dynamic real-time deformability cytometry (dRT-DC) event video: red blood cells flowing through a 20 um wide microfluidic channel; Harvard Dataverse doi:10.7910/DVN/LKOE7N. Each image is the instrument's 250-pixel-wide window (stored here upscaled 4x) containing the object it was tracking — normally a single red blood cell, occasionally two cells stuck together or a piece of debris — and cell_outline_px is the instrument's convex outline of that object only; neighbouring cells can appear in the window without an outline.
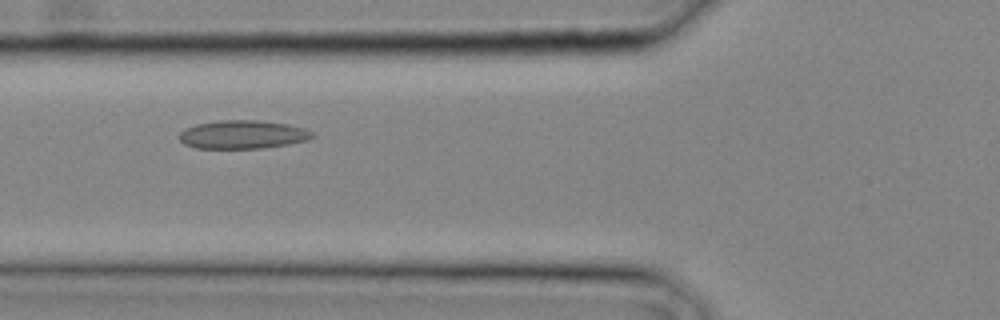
{"species": "common noctule bat (a hibernating species)", "species_latin": "Nyctalus noctula", "temperature_condition": "cold", "stored_images_in_passage": 14, "camera_frame_rate_fps": 3000, "um_per_image_px": 0.085, "animal": {"sex": "male", "body_mass_g": 20.4}, "frame": {"image": 1, "passage_image": 5, "time_ms": 1.333, "image_size_px": [1000, 320], "cell_outline_px": [[316, 136], [308, 140], [288, 144], [264, 148], [196, 148], [184, 144], [180, 140], [180, 132], [196, 124], [220, 120], [256, 120], [288, 124], [304, 128], [312, 132]], "centroid_in_image_um": [20.66, 11.44], "position_along_channel_um": 105.1, "area_um2": 21.96}}
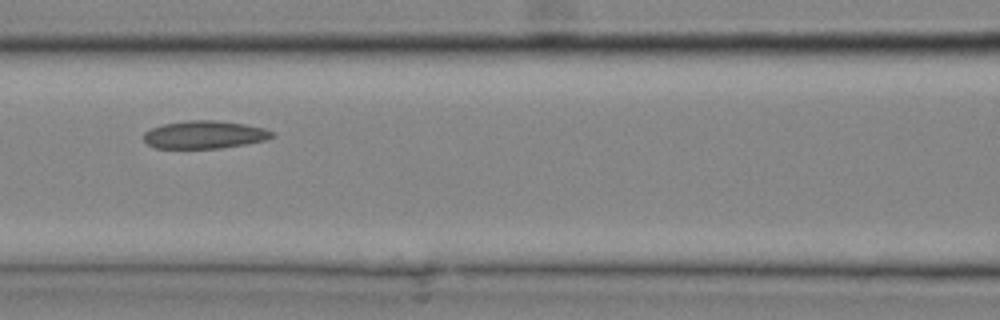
{"frame": {"image": 2, "passage_image": 7, "time_ms": 2.0, "image_size_px": [1000, 320], "cell_outline_px": [[276, 136], [264, 140], [244, 144], [220, 148], [156, 148], [148, 144], [144, 140], [144, 132], [152, 128], [164, 124], [188, 120], [216, 120], [244, 124], [264, 128], [272, 132]], "centroid_in_image_um": [17.38, 11.44], "position_along_channel_um": 149.2, "area_um2": 20.63}}
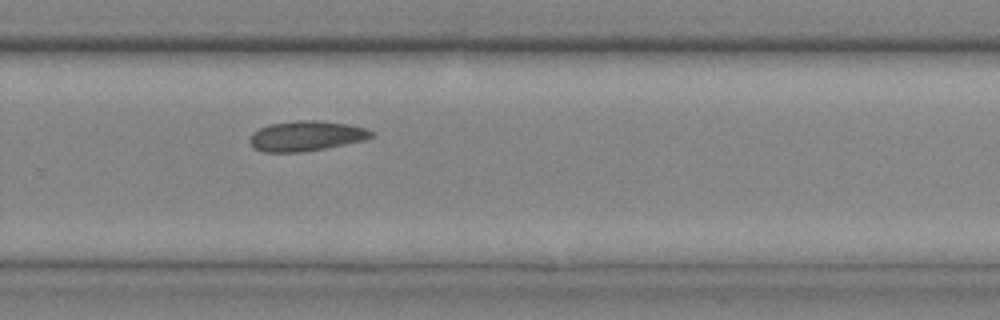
{"frame": {"image": 3, "passage_image": 14, "time_ms": 4.333, "image_size_px": [1000, 320], "cell_outline_px": [[372, 136], [364, 140], [304, 152], [264, 152], [256, 148], [248, 140], [252, 132], [268, 124], [300, 120], [320, 120], [348, 124], [364, 128], [372, 132]], "centroid_in_image_um": [25.99, 11.55], "position_along_channel_um": 303.8, "area_um2": 21.15}}